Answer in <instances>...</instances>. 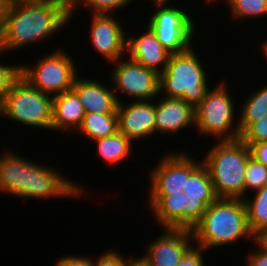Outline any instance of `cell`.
<instances>
[{"label": "cell", "instance_id": "cell-20", "mask_svg": "<svg viewBox=\"0 0 267 266\" xmlns=\"http://www.w3.org/2000/svg\"><path fill=\"white\" fill-rule=\"evenodd\" d=\"M78 131L92 141L112 136L118 131V115L85 113Z\"/></svg>", "mask_w": 267, "mask_h": 266}, {"label": "cell", "instance_id": "cell-26", "mask_svg": "<svg viewBox=\"0 0 267 266\" xmlns=\"http://www.w3.org/2000/svg\"><path fill=\"white\" fill-rule=\"evenodd\" d=\"M240 139L248 146L267 142V115L251 123L241 134Z\"/></svg>", "mask_w": 267, "mask_h": 266}, {"label": "cell", "instance_id": "cell-28", "mask_svg": "<svg viewBox=\"0 0 267 266\" xmlns=\"http://www.w3.org/2000/svg\"><path fill=\"white\" fill-rule=\"evenodd\" d=\"M128 259L118 253L115 250H108L98 258L93 259V266H132L136 261L137 257Z\"/></svg>", "mask_w": 267, "mask_h": 266}, {"label": "cell", "instance_id": "cell-39", "mask_svg": "<svg viewBox=\"0 0 267 266\" xmlns=\"http://www.w3.org/2000/svg\"><path fill=\"white\" fill-rule=\"evenodd\" d=\"M60 1H63V2L66 3L67 5H70V3H71L72 0H60Z\"/></svg>", "mask_w": 267, "mask_h": 266}, {"label": "cell", "instance_id": "cell-24", "mask_svg": "<svg viewBox=\"0 0 267 266\" xmlns=\"http://www.w3.org/2000/svg\"><path fill=\"white\" fill-rule=\"evenodd\" d=\"M131 1L134 0H72L69 5L70 19L81 4L88 7V10L91 9L92 14H111L115 10L126 7Z\"/></svg>", "mask_w": 267, "mask_h": 266}, {"label": "cell", "instance_id": "cell-8", "mask_svg": "<svg viewBox=\"0 0 267 266\" xmlns=\"http://www.w3.org/2000/svg\"><path fill=\"white\" fill-rule=\"evenodd\" d=\"M228 86L221 80L212 90L209 88L200 104L195 108V128L197 132L224 140L240 138L239 124H235L233 98ZM235 126V128H234Z\"/></svg>", "mask_w": 267, "mask_h": 266}, {"label": "cell", "instance_id": "cell-29", "mask_svg": "<svg viewBox=\"0 0 267 266\" xmlns=\"http://www.w3.org/2000/svg\"><path fill=\"white\" fill-rule=\"evenodd\" d=\"M206 251L202 247L195 244L184 254L177 266H204V252Z\"/></svg>", "mask_w": 267, "mask_h": 266}, {"label": "cell", "instance_id": "cell-32", "mask_svg": "<svg viewBox=\"0 0 267 266\" xmlns=\"http://www.w3.org/2000/svg\"><path fill=\"white\" fill-rule=\"evenodd\" d=\"M258 247L256 251L249 253L247 266H267V253L259 245Z\"/></svg>", "mask_w": 267, "mask_h": 266}, {"label": "cell", "instance_id": "cell-27", "mask_svg": "<svg viewBox=\"0 0 267 266\" xmlns=\"http://www.w3.org/2000/svg\"><path fill=\"white\" fill-rule=\"evenodd\" d=\"M4 65L0 63V106L6 99L12 84L20 77V65Z\"/></svg>", "mask_w": 267, "mask_h": 266}, {"label": "cell", "instance_id": "cell-5", "mask_svg": "<svg viewBox=\"0 0 267 266\" xmlns=\"http://www.w3.org/2000/svg\"><path fill=\"white\" fill-rule=\"evenodd\" d=\"M218 141L202 158L215 194L217 198L244 199L245 171L251 157L249 146L240 138Z\"/></svg>", "mask_w": 267, "mask_h": 266}, {"label": "cell", "instance_id": "cell-10", "mask_svg": "<svg viewBox=\"0 0 267 266\" xmlns=\"http://www.w3.org/2000/svg\"><path fill=\"white\" fill-rule=\"evenodd\" d=\"M167 5L155 4L156 11L147 25L171 54L186 52L193 47L191 41L196 30L195 21L183 8Z\"/></svg>", "mask_w": 267, "mask_h": 266}, {"label": "cell", "instance_id": "cell-23", "mask_svg": "<svg viewBox=\"0 0 267 266\" xmlns=\"http://www.w3.org/2000/svg\"><path fill=\"white\" fill-rule=\"evenodd\" d=\"M234 19L267 15V0H227Z\"/></svg>", "mask_w": 267, "mask_h": 266}, {"label": "cell", "instance_id": "cell-9", "mask_svg": "<svg viewBox=\"0 0 267 266\" xmlns=\"http://www.w3.org/2000/svg\"><path fill=\"white\" fill-rule=\"evenodd\" d=\"M73 59L67 52L57 49L38 59L36 66L21 64L20 76L35 89L56 96L73 87L78 76Z\"/></svg>", "mask_w": 267, "mask_h": 266}, {"label": "cell", "instance_id": "cell-13", "mask_svg": "<svg viewBox=\"0 0 267 266\" xmlns=\"http://www.w3.org/2000/svg\"><path fill=\"white\" fill-rule=\"evenodd\" d=\"M90 42L100 56L114 62L126 55L127 36L124 26L111 14L91 15Z\"/></svg>", "mask_w": 267, "mask_h": 266}, {"label": "cell", "instance_id": "cell-17", "mask_svg": "<svg viewBox=\"0 0 267 266\" xmlns=\"http://www.w3.org/2000/svg\"><path fill=\"white\" fill-rule=\"evenodd\" d=\"M71 90L82 103L85 113L117 114L118 101L114 90L99 81L77 76Z\"/></svg>", "mask_w": 267, "mask_h": 266}, {"label": "cell", "instance_id": "cell-30", "mask_svg": "<svg viewBox=\"0 0 267 266\" xmlns=\"http://www.w3.org/2000/svg\"><path fill=\"white\" fill-rule=\"evenodd\" d=\"M56 263V266H93L92 258L81 255H64Z\"/></svg>", "mask_w": 267, "mask_h": 266}, {"label": "cell", "instance_id": "cell-16", "mask_svg": "<svg viewBox=\"0 0 267 266\" xmlns=\"http://www.w3.org/2000/svg\"><path fill=\"white\" fill-rule=\"evenodd\" d=\"M146 26V32L140 36L136 38L128 36L126 52L129 57L127 58L160 74L166 69L171 53L161 45L150 27Z\"/></svg>", "mask_w": 267, "mask_h": 266}, {"label": "cell", "instance_id": "cell-6", "mask_svg": "<svg viewBox=\"0 0 267 266\" xmlns=\"http://www.w3.org/2000/svg\"><path fill=\"white\" fill-rule=\"evenodd\" d=\"M207 71L191 47L186 52L171 54L166 69L160 73V97L182 98L196 108L206 95Z\"/></svg>", "mask_w": 267, "mask_h": 266}, {"label": "cell", "instance_id": "cell-25", "mask_svg": "<svg viewBox=\"0 0 267 266\" xmlns=\"http://www.w3.org/2000/svg\"><path fill=\"white\" fill-rule=\"evenodd\" d=\"M265 185H267V167L250 157L245 171L244 198L248 190L257 191Z\"/></svg>", "mask_w": 267, "mask_h": 266}, {"label": "cell", "instance_id": "cell-12", "mask_svg": "<svg viewBox=\"0 0 267 266\" xmlns=\"http://www.w3.org/2000/svg\"><path fill=\"white\" fill-rule=\"evenodd\" d=\"M191 241V242H190ZM194 243L191 229L164 228V233L146 247L137 260L143 266H177Z\"/></svg>", "mask_w": 267, "mask_h": 266}, {"label": "cell", "instance_id": "cell-4", "mask_svg": "<svg viewBox=\"0 0 267 266\" xmlns=\"http://www.w3.org/2000/svg\"><path fill=\"white\" fill-rule=\"evenodd\" d=\"M192 233L195 245L205 250L234 244L242 238L255 240L248 227L243 199L217 198L207 207Z\"/></svg>", "mask_w": 267, "mask_h": 266}, {"label": "cell", "instance_id": "cell-36", "mask_svg": "<svg viewBox=\"0 0 267 266\" xmlns=\"http://www.w3.org/2000/svg\"><path fill=\"white\" fill-rule=\"evenodd\" d=\"M152 1V3H155V4H169V1L170 0H150V2Z\"/></svg>", "mask_w": 267, "mask_h": 266}, {"label": "cell", "instance_id": "cell-19", "mask_svg": "<svg viewBox=\"0 0 267 266\" xmlns=\"http://www.w3.org/2000/svg\"><path fill=\"white\" fill-rule=\"evenodd\" d=\"M94 142L97 145L98 156L109 165H118L122 160H126L130 156L133 144L119 131L112 136L94 140Z\"/></svg>", "mask_w": 267, "mask_h": 266}, {"label": "cell", "instance_id": "cell-14", "mask_svg": "<svg viewBox=\"0 0 267 266\" xmlns=\"http://www.w3.org/2000/svg\"><path fill=\"white\" fill-rule=\"evenodd\" d=\"M117 115L118 131L132 142L155 135V102H118Z\"/></svg>", "mask_w": 267, "mask_h": 266}, {"label": "cell", "instance_id": "cell-7", "mask_svg": "<svg viewBox=\"0 0 267 266\" xmlns=\"http://www.w3.org/2000/svg\"><path fill=\"white\" fill-rule=\"evenodd\" d=\"M52 108L53 96L35 89L20 76L0 106V116L32 128L51 130Z\"/></svg>", "mask_w": 267, "mask_h": 266}, {"label": "cell", "instance_id": "cell-31", "mask_svg": "<svg viewBox=\"0 0 267 266\" xmlns=\"http://www.w3.org/2000/svg\"><path fill=\"white\" fill-rule=\"evenodd\" d=\"M251 157L267 167V142L251 144L249 146Z\"/></svg>", "mask_w": 267, "mask_h": 266}, {"label": "cell", "instance_id": "cell-21", "mask_svg": "<svg viewBox=\"0 0 267 266\" xmlns=\"http://www.w3.org/2000/svg\"><path fill=\"white\" fill-rule=\"evenodd\" d=\"M253 194V199L246 196L243 201L247 211L248 227L255 238L267 231V185Z\"/></svg>", "mask_w": 267, "mask_h": 266}, {"label": "cell", "instance_id": "cell-33", "mask_svg": "<svg viewBox=\"0 0 267 266\" xmlns=\"http://www.w3.org/2000/svg\"><path fill=\"white\" fill-rule=\"evenodd\" d=\"M11 5L12 4L10 3L9 0H0V38L2 36L5 27V21Z\"/></svg>", "mask_w": 267, "mask_h": 266}, {"label": "cell", "instance_id": "cell-35", "mask_svg": "<svg viewBox=\"0 0 267 266\" xmlns=\"http://www.w3.org/2000/svg\"><path fill=\"white\" fill-rule=\"evenodd\" d=\"M262 48V54L264 55L263 57H265L264 59L267 60V41L264 42Z\"/></svg>", "mask_w": 267, "mask_h": 266}, {"label": "cell", "instance_id": "cell-18", "mask_svg": "<svg viewBox=\"0 0 267 266\" xmlns=\"http://www.w3.org/2000/svg\"><path fill=\"white\" fill-rule=\"evenodd\" d=\"M84 116V107L72 90L53 96L51 130L63 133L72 128L78 130Z\"/></svg>", "mask_w": 267, "mask_h": 266}, {"label": "cell", "instance_id": "cell-37", "mask_svg": "<svg viewBox=\"0 0 267 266\" xmlns=\"http://www.w3.org/2000/svg\"><path fill=\"white\" fill-rule=\"evenodd\" d=\"M9 1H10L11 4H15V3L37 1V0H9Z\"/></svg>", "mask_w": 267, "mask_h": 266}, {"label": "cell", "instance_id": "cell-15", "mask_svg": "<svg viewBox=\"0 0 267 266\" xmlns=\"http://www.w3.org/2000/svg\"><path fill=\"white\" fill-rule=\"evenodd\" d=\"M195 125V108L182 98L161 97L155 104V134H178Z\"/></svg>", "mask_w": 267, "mask_h": 266}, {"label": "cell", "instance_id": "cell-1", "mask_svg": "<svg viewBox=\"0 0 267 266\" xmlns=\"http://www.w3.org/2000/svg\"><path fill=\"white\" fill-rule=\"evenodd\" d=\"M188 152H168L150 172L149 208L161 228L193 229L217 199L208 168Z\"/></svg>", "mask_w": 267, "mask_h": 266}, {"label": "cell", "instance_id": "cell-3", "mask_svg": "<svg viewBox=\"0 0 267 266\" xmlns=\"http://www.w3.org/2000/svg\"><path fill=\"white\" fill-rule=\"evenodd\" d=\"M60 174L12 151L0 156V192L5 194L28 199L81 196L84 187Z\"/></svg>", "mask_w": 267, "mask_h": 266}, {"label": "cell", "instance_id": "cell-22", "mask_svg": "<svg viewBox=\"0 0 267 266\" xmlns=\"http://www.w3.org/2000/svg\"><path fill=\"white\" fill-rule=\"evenodd\" d=\"M248 97L242 110L239 112L237 123L239 124L240 134L251 124L259 121L267 115V85L252 92Z\"/></svg>", "mask_w": 267, "mask_h": 266}, {"label": "cell", "instance_id": "cell-2", "mask_svg": "<svg viewBox=\"0 0 267 266\" xmlns=\"http://www.w3.org/2000/svg\"><path fill=\"white\" fill-rule=\"evenodd\" d=\"M70 20L69 5L60 0L12 4L0 38V52L42 42L61 31Z\"/></svg>", "mask_w": 267, "mask_h": 266}, {"label": "cell", "instance_id": "cell-34", "mask_svg": "<svg viewBox=\"0 0 267 266\" xmlns=\"http://www.w3.org/2000/svg\"><path fill=\"white\" fill-rule=\"evenodd\" d=\"M254 241L256 246L259 245L267 253V231L260 233Z\"/></svg>", "mask_w": 267, "mask_h": 266}, {"label": "cell", "instance_id": "cell-11", "mask_svg": "<svg viewBox=\"0 0 267 266\" xmlns=\"http://www.w3.org/2000/svg\"><path fill=\"white\" fill-rule=\"evenodd\" d=\"M114 63L110 79L115 85L113 90L118 102L122 101L116 94L119 91L134 101H154L159 97L160 74L129 58L126 61L117 59Z\"/></svg>", "mask_w": 267, "mask_h": 266}, {"label": "cell", "instance_id": "cell-40", "mask_svg": "<svg viewBox=\"0 0 267 266\" xmlns=\"http://www.w3.org/2000/svg\"><path fill=\"white\" fill-rule=\"evenodd\" d=\"M205 1H208V3H210L211 1H213V0H205ZM225 2L227 1V0H224Z\"/></svg>", "mask_w": 267, "mask_h": 266}, {"label": "cell", "instance_id": "cell-38", "mask_svg": "<svg viewBox=\"0 0 267 266\" xmlns=\"http://www.w3.org/2000/svg\"><path fill=\"white\" fill-rule=\"evenodd\" d=\"M132 266H143L138 260Z\"/></svg>", "mask_w": 267, "mask_h": 266}]
</instances>
